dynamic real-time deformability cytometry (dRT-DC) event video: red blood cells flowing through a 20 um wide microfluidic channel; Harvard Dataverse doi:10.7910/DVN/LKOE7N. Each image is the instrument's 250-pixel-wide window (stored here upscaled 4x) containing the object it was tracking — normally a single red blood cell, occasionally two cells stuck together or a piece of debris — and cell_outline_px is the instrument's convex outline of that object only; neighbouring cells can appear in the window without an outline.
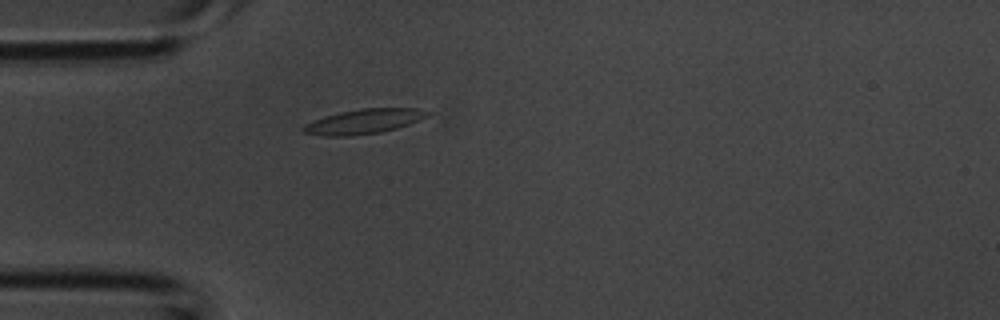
{"species": "common noctule bat (a hibernating species)", "species_latin": "Nyctalus noctula", "temperature_condition": "room temperature", "stored_images_in_passage": 30, "camera_frame_rate_fps": 3000, "um_per_image_px": 0.085, "animal": {"sex": "male", "body_mass_g": 20.1, "forearm_length_mm": 53.5}, "frame": {"image": 1, "passage_image": 3, "time_ms": 0.667, "image_size_px": [1000, 320], "cell_outline_px": [[432, 112], [428, 116], [420, 120], [396, 128], [380, 132], [348, 136], [324, 136], [304, 132], [300, 128], [304, 124], [312, 120], [324, 116], [340, 112], [364, 108], [416, 108]], "centroid_in_image_um": [30.91, 10.32], "position_along_channel_um": 54.1, "area_um2": 17.86}}
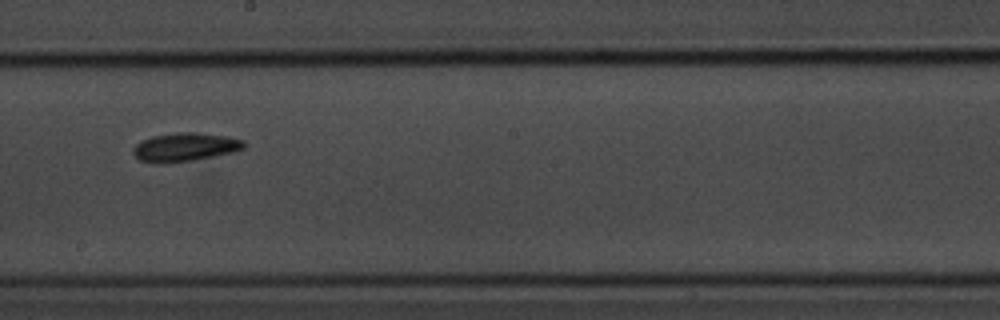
{"frame": {"image": 2, "passage_image": 15, "time_ms": 4.667, "image_size_px": [1000, 320], "cell_outline_px": [[244, 148], [232, 152], [192, 160], [160, 164], [140, 160], [132, 152], [132, 148], [140, 140], [152, 136], [176, 132], [196, 132], [228, 136], [244, 140]], "centroid_in_image_um": [15.68, 12.49], "position_along_channel_um": 232.5, "area_um2": 18.44}}
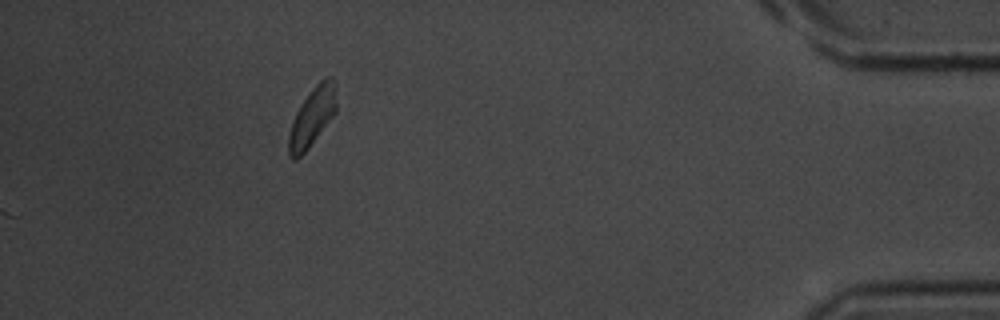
{"frame": {"image": 3, "passage_image": 30, "time_ms": 9.667, "image_size_px": [1000, 320], "cell_outline_px": [[336, 112], [308, 148], [296, 160], [292, 160], [288, 156], [288, 136], [292, 120], [300, 104], [312, 88], [324, 76], [332, 76], [336, 84]], "centroid_in_image_um": [26.53, 9.91], "position_along_channel_um": 408.7, "area_um2": 16.53}}